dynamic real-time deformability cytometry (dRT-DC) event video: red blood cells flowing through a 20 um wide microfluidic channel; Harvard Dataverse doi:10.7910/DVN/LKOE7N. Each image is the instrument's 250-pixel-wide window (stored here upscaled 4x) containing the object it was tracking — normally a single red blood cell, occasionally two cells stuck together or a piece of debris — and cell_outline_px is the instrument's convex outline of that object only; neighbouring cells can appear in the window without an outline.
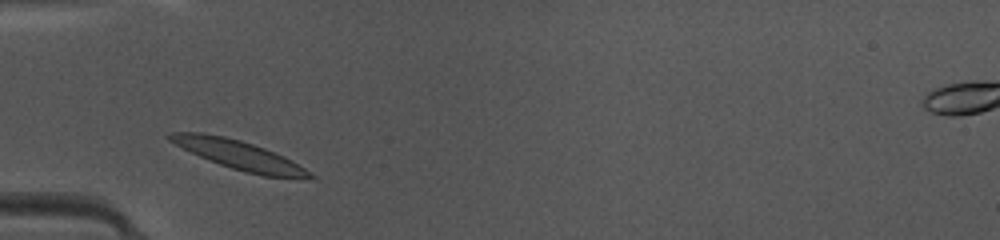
{"species": "common noctule bat (a hibernating species)", "species_latin": "Nyctalus noctula", "temperature_condition": "warm", "stored_images_in_passage": 8, "camera_frame_rate_fps": 3000, "um_per_image_px": 0.085, "animal": {"sex": "female", "body_mass_g": 10.0, "forearm_length_mm": 53.1}, "frame": {"image": 1, "passage_image": 2, "time_ms": 0.333, "image_size_px": [1000, 240], "cell_outline_px": [[316, 176], [264, 176], [244, 172], [220, 164], [200, 156], [168, 140], [168, 136], [172, 132], [204, 132], [224, 136], [240, 140], [264, 148], [284, 156], [312, 172]], "centroid_in_image_um": [20.26, 13.14], "position_along_channel_um": 64.7, "area_um2": 22.89}}
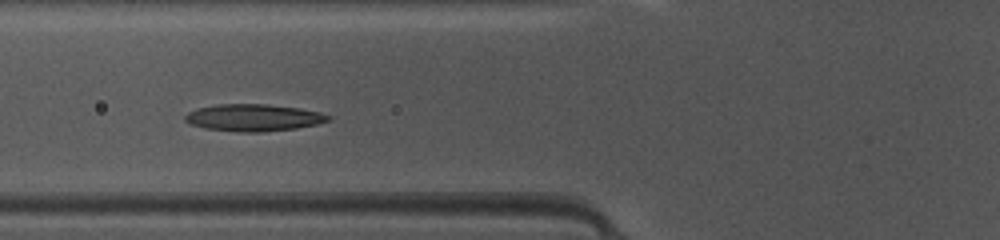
{"frame": {"image": 2, "passage_image": 5, "time_ms": 1.333, "image_size_px": [1000, 240], "cell_outline_px": [[332, 120], [316, 124], [296, 128], [260, 132], [240, 132], [204, 128], [192, 124], [184, 120], [184, 116], [188, 112], [200, 108], [216, 104], [268, 104], [300, 108], [320, 112], [332, 116]], "centroid_in_image_um": [21.58, 9.99], "position_along_channel_um": 104.2, "area_um2": 22.54}}